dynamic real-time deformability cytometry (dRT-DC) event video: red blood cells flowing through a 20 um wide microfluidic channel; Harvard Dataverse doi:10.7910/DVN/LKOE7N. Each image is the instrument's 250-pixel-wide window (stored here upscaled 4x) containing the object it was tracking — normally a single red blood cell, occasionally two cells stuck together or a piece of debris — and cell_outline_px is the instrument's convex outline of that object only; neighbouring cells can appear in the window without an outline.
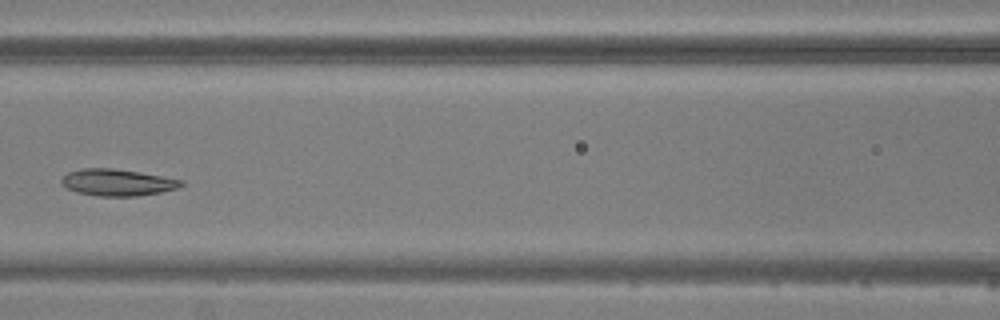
{"species": "common noctule bat (a hibernating species)", "species_latin": "Nyctalus noctula", "temperature_condition": "warm", "stored_images_in_passage": 5, "camera_frame_rate_fps": 3000, "um_per_image_px": 0.085, "animal": {"sex": "male", "body_mass_g": 20.5, "forearm_length_mm": 52.5}, "frame": {"image": 1, "passage_image": 5, "time_ms": 5.667, "image_size_px": [1000, 320], "cell_outline_px": [[184, 184], [176, 188], [160, 192], [136, 196], [100, 196], [76, 192], [60, 184], [60, 180], [68, 172], [84, 168], [112, 168], [184, 180]], "centroid_in_image_um": [9.94, 15.51], "position_along_channel_um": 156.7, "area_um2": 18.38}}